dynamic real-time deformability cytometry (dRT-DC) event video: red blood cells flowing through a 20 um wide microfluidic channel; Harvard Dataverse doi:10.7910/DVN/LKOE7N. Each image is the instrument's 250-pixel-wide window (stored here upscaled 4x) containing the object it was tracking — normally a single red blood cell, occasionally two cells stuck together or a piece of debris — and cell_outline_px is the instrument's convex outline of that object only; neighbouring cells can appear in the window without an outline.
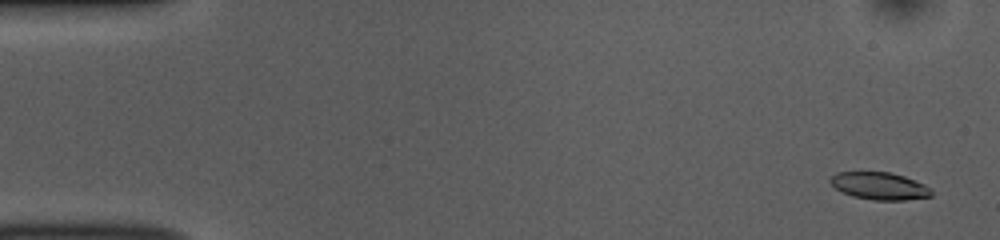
{"species": "common noctule bat (a hibernating species)", "species_latin": "Nyctalus noctula", "temperature_condition": "room temperature", "stored_images_in_passage": 53, "camera_frame_rate_fps": 3000, "um_per_image_px": 0.085, "animal": {"sex": "female", "body_mass_g": 10.0, "forearm_length_mm": 53.1}, "frame": {"image": 1, "passage_image": 3, "time_ms": 0.667, "image_size_px": [1000, 240], "cell_outline_px": [[932, 196], [904, 200], [872, 200], [852, 196], [840, 192], [828, 180], [836, 172], [888, 172], [904, 176], [924, 184], [932, 192]], "centroid_in_image_um": [74.72, 15.81], "position_along_channel_um": 10.3, "area_um2": 16.07}}
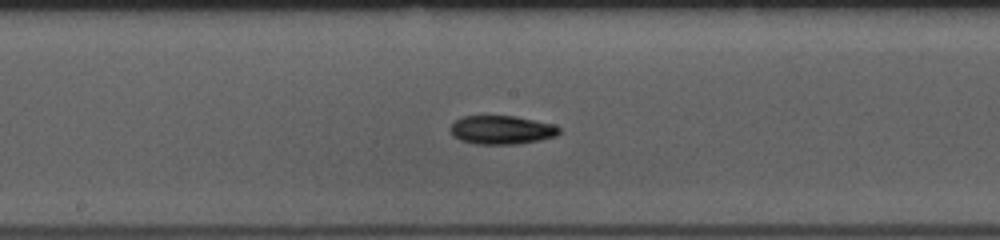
{"frame": {"image": 2, "passage_image": 28, "time_ms": 9.0, "image_size_px": [1000, 240], "cell_outline_px": [[560, 132], [556, 136], [540, 140], [516, 144], [476, 144], [460, 140], [452, 136], [448, 128], [456, 120], [464, 116], [516, 116], [552, 124], [560, 128]], "centroid_in_image_um": [42.61, 11.05], "position_along_channel_um": 205.6, "area_um2": 18.21}}
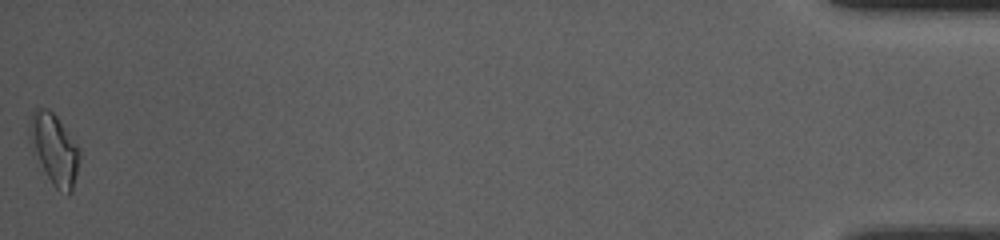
{"frame": {"image": 3, "passage_image": 53, "time_ms": 17.333, "image_size_px": [1000, 240], "cell_outline_px": [[80, 156], [76, 176], [72, 192], [68, 196], [56, 188], [52, 184], [32, 152], [28, 140], [28, 120], [32, 112], [36, 108], [48, 108], [56, 116], [80, 148]], "centroid_in_image_um": [4.58, 12.67], "position_along_channel_um": 430.6, "area_um2": 20.98}, "authors_computed_cell_mechanics": {"area_um2": 17.5134, "velocity_mm_per_s": 3.846, "shape_relaxation_time_tau1_ms": 6.2226, "shape_relaxation_time_tau2_ms": 10.5652, "deformation_change_tau1": 0.1631, "deformation_change_tau2": 0.1985}}